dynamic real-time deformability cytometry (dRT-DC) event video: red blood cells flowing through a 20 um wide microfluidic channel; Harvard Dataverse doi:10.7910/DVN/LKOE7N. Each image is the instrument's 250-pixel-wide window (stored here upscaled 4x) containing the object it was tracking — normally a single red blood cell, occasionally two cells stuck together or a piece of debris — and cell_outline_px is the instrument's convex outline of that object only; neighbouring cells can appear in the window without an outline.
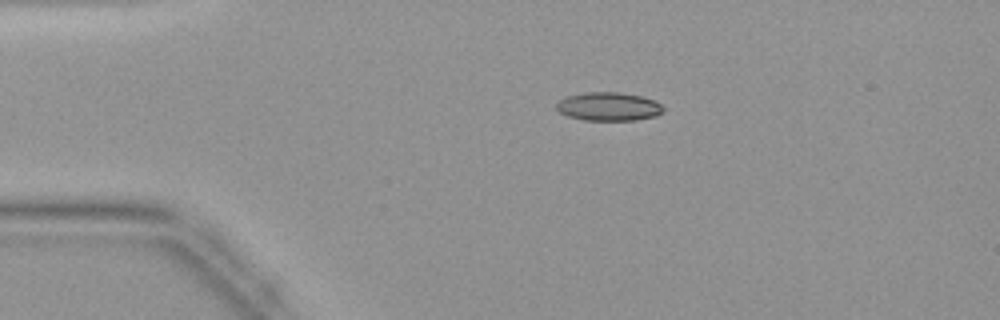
{"species": "common noctule bat (a hibernating species)", "species_latin": "Nyctalus noctula", "temperature_condition": "warm", "stored_images_in_passage": 44, "camera_frame_rate_fps": 3000, "um_per_image_px": 0.085, "animal": {"sex": "female", "body_mass_g": 19.9}, "frame": {"image": 1, "passage_image": 9, "time_ms": 2.667, "image_size_px": [1000, 320], "cell_outline_px": [[664, 112], [656, 116], [636, 120], [584, 120], [568, 116], [560, 112], [556, 108], [556, 100], [564, 96], [584, 92], [616, 92], [640, 96], [656, 100], [664, 108]], "centroid_in_image_um": [51.71, 9.05], "position_along_channel_um": 33.3, "area_um2": 17.98}}
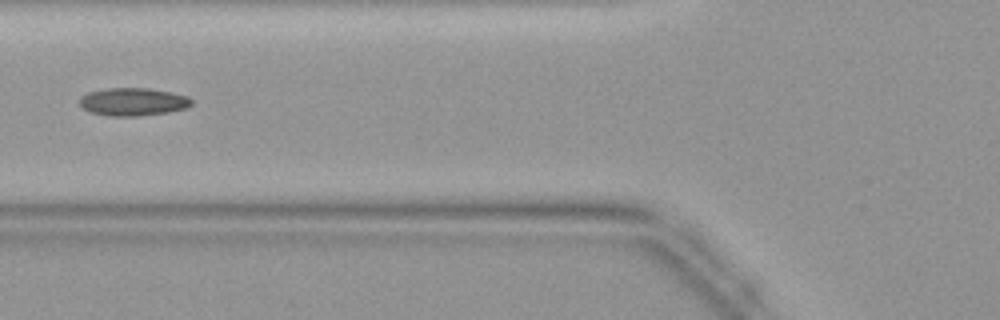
{"frame": {"image": 2, "passage_image": 17, "time_ms": 5.333, "image_size_px": [1000, 320], "cell_outline_px": [[192, 104], [188, 108], [168, 112], [136, 116], [112, 116], [88, 112], [80, 104], [80, 96], [88, 92], [108, 88], [148, 88], [188, 96], [192, 100]], "centroid_in_image_um": [11.3, 8.65], "position_along_channel_um": 114.5, "area_um2": 18.15}}
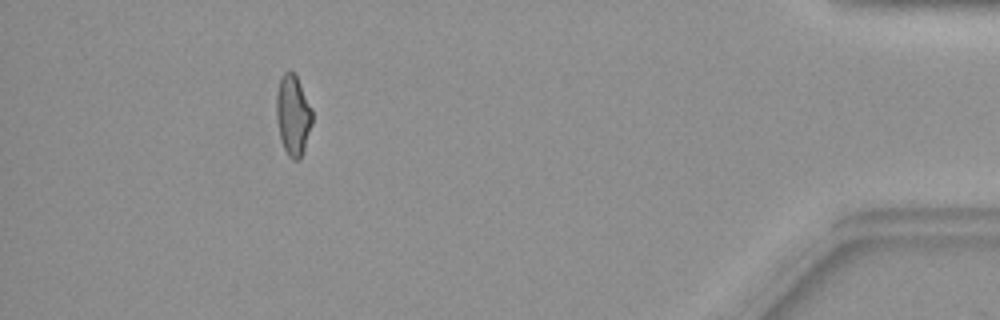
{"frame": {"image": 3, "passage_image": 40, "time_ms": 13.0, "image_size_px": [1000, 320], "cell_outline_px": [[312, 124], [300, 160], [292, 160], [288, 156], [280, 140], [276, 120], [276, 92], [280, 76], [288, 68], [296, 72], [312, 108]], "centroid_in_image_um": [24.89, 9.72], "position_along_channel_um": 410.3, "area_um2": 17.4}}